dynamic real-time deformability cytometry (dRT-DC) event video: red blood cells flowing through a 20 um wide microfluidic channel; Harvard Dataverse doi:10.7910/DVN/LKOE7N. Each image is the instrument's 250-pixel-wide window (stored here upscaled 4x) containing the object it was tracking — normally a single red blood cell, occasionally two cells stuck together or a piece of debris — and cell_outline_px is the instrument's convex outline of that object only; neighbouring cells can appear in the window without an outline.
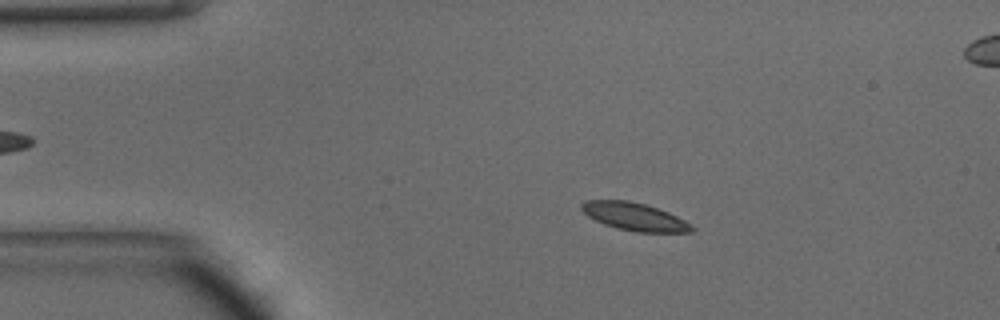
{"species": "common noctule bat (a hibernating species)", "species_latin": "Nyctalus noctula", "temperature_condition": "warm", "stored_images_in_passage": 49, "segment_of_instrument_passage": [1, 2], "camera_frame_rate_fps": 3000, "um_per_image_px": 0.085, "animal": {"sex": "male", "body_mass_g": 15.6}, "frame": {"image": 1, "passage_image": 9, "time_ms": 2.667, "image_size_px": [1000, 320], "cell_outline_px": [[696, 228], [692, 232], [636, 232], [616, 228], [604, 224], [588, 216], [580, 208], [580, 204], [584, 200], [628, 200], [644, 204], [668, 212], [692, 224]], "centroid_in_image_um": [53.93, 18.41], "position_along_channel_um": 31.1, "area_um2": 17.86}}
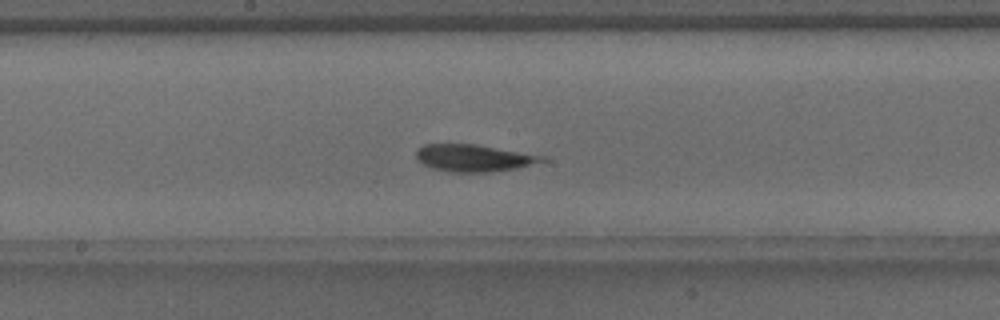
{"frame": {"image": 2, "passage_image": 25, "time_ms": 8.0, "image_size_px": [1000, 320], "cell_outline_px": [[548, 160], [516, 168], [492, 172], [448, 172], [432, 168], [416, 160], [416, 148], [424, 144], [476, 144], [548, 156]], "centroid_in_image_um": [40.27, 13.42], "position_along_channel_um": 207.9, "area_um2": 20.11}}
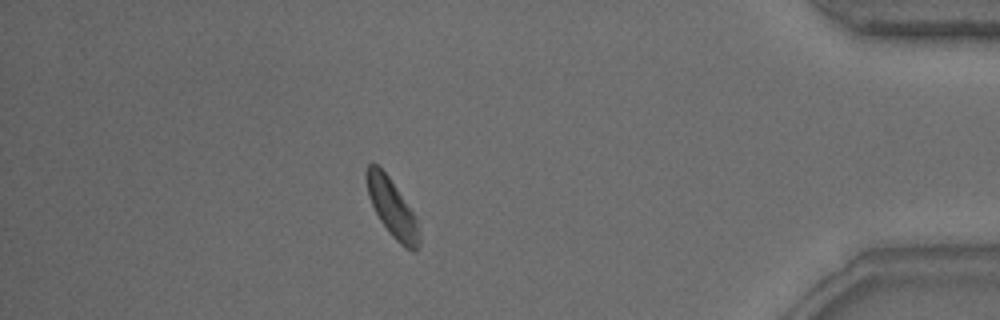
{"frame": {"image": 3, "passage_image": 42, "time_ms": 13.667, "image_size_px": [1000, 320], "cell_outline_px": [[420, 244], [416, 252], [412, 252], [404, 248], [388, 232], [380, 220], [368, 196], [364, 176], [364, 172], [368, 164], [376, 164], [388, 176], [412, 212], [416, 220], [420, 236]], "centroid_in_image_um": [33.31, 17.71], "position_along_channel_um": 401.9, "area_um2": 17.57}}